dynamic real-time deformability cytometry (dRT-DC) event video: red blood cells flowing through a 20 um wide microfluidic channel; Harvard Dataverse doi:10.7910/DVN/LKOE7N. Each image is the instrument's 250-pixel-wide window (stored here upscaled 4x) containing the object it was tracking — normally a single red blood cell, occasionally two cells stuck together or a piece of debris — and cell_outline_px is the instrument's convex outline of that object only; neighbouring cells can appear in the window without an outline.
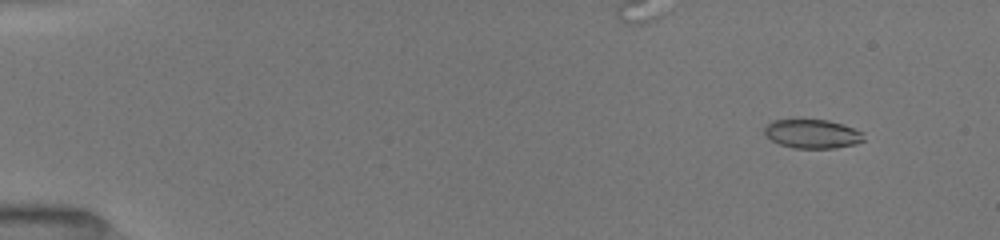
{"species": "common noctule bat (a hibernating species)", "species_latin": "Nyctalus noctula", "temperature_condition": "room temperature", "stored_images_in_passage": 51, "camera_frame_rate_fps": 3000, "um_per_image_px": 0.085, "animal": {"sex": "female", "body_mass_g": 19.5, "forearm_length_mm": 54.1}, "frame": {"image": 1, "passage_image": 5, "time_ms": 1.333, "image_size_px": [1000, 240], "cell_outline_px": [[864, 140], [856, 144], [836, 148], [792, 148], [780, 144], [772, 140], [764, 132], [764, 128], [772, 120], [828, 120], [864, 132]], "centroid_in_image_um": [69.07, 11.39], "position_along_channel_um": 15.9, "area_um2": 16.59}}
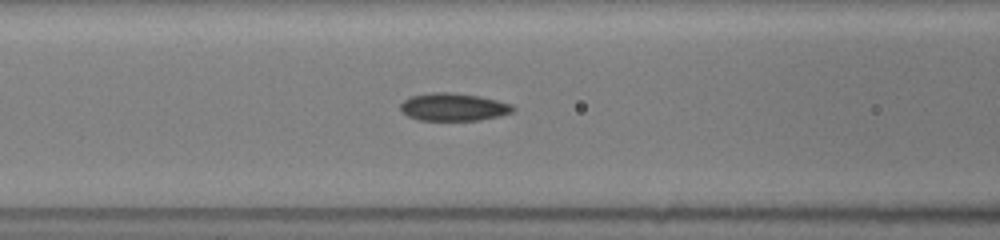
{"frame": {"image": 2, "passage_image": 23, "time_ms": 7.333, "image_size_px": [1000, 240], "cell_outline_px": [[516, 108], [512, 112], [500, 116], [480, 120], [420, 120], [408, 116], [400, 112], [400, 104], [404, 100], [412, 96], [432, 92], [452, 92], [480, 96], [512, 104]], "centroid_in_image_um": [38.54, 9.09], "position_along_channel_um": 128.1, "area_um2": 18.26}}
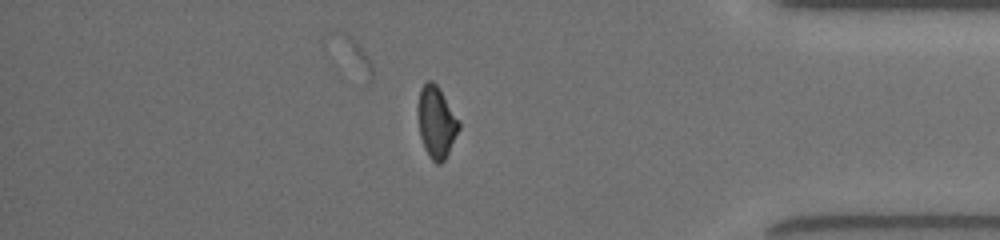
{"frame": {"image": 3, "passage_image": 45, "time_ms": 14.667, "image_size_px": [1000, 240], "cell_outline_px": [[460, 128], [444, 160], [440, 164], [436, 164], [428, 156], [424, 148], [420, 136], [416, 112], [416, 108], [420, 88], [428, 80], [432, 80], [440, 88], [460, 120]], "centroid_in_image_um": [37.07, 10.35], "position_along_channel_um": 398.1, "area_um2": 17.51}, "authors_computed_cell_mechanics": {"area_um2": 17.8024, "velocity_mm_per_s": 4.0277, "shape_relaxation_time_tau1_ms": null, "shape_relaxation_time_tau2_ms": 3.4218, "deformation_change_tau1": null, "deformation_change_tau2": 0.073}}